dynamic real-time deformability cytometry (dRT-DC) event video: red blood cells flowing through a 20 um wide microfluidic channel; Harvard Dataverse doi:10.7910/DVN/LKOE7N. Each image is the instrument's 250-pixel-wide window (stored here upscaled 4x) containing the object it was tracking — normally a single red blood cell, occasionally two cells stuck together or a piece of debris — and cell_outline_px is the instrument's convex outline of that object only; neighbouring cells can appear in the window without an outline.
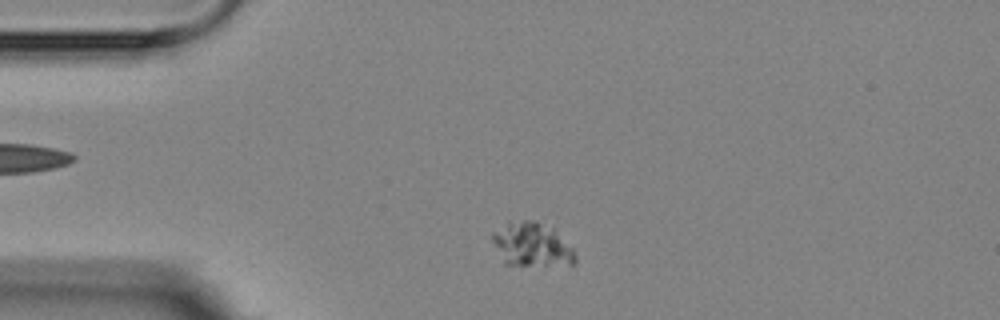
{"species": "Egyptian fruit bat (a non-hibernating species)", "species_latin": "Rousettus aegyptiacus", "temperature_condition": "room temperature", "stored_images_in_passage": 2, "camera_frame_rate_fps": 3000, "um_per_image_px": 0.085, "animal": {"sex": "female"}, "frame": {"image": 1, "passage_image": 1, "time_ms": 0.0, "image_size_px": [1000, 320], "cell_outline_px": [[576, 264], [572, 268], [504, 264], [492, 240], [492, 232], [508, 220], [536, 220], [552, 228], [572, 248], [576, 256]], "centroid_in_image_um": [45.24, 20.83], "position_along_channel_um": 39.8, "area_um2": 22.02}}